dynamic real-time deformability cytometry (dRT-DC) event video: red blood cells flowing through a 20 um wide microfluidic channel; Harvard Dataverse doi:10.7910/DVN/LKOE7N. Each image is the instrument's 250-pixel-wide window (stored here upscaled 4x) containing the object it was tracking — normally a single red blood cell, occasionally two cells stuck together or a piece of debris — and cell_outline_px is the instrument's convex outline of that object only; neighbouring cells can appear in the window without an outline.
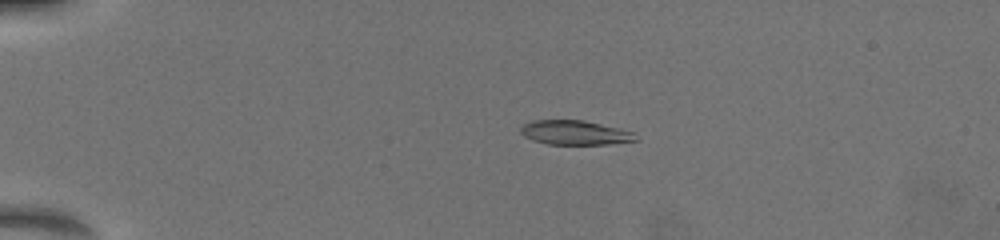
{"species": "common noctule bat (a hibernating species)", "species_latin": "Nyctalus noctula", "temperature_condition": "warm", "stored_images_in_passage": 34, "camera_frame_rate_fps": 3000, "um_per_image_px": 0.085, "animal": {"sex": "female", "body_mass_g": 19.5, "forearm_length_mm": 54.1}, "frame": {"image": 1, "passage_image": 6, "time_ms": 3.667, "image_size_px": [1000, 240], "cell_outline_px": [[640, 140], [608, 144], [548, 144], [532, 140], [524, 136], [520, 132], [520, 128], [524, 124], [532, 120], [584, 120], [620, 128], [632, 132]], "centroid_in_image_um": [48.87, 11.27], "position_along_channel_um": 36.1, "area_um2": 16.36}}
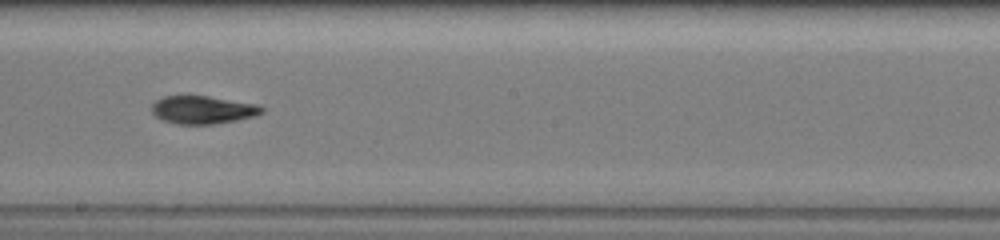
{"frame": {"image": 2, "passage_image": 18, "time_ms": 10.333, "image_size_px": [1000, 240], "cell_outline_px": [[264, 112], [256, 116], [236, 120], [212, 124], [176, 124], [164, 120], [156, 116], [152, 112], [152, 104], [156, 100], [164, 96], [208, 96], [260, 104], [264, 108]], "centroid_in_image_um": [17.28, 9.33], "position_along_channel_um": 230.9, "area_um2": 17.98}}
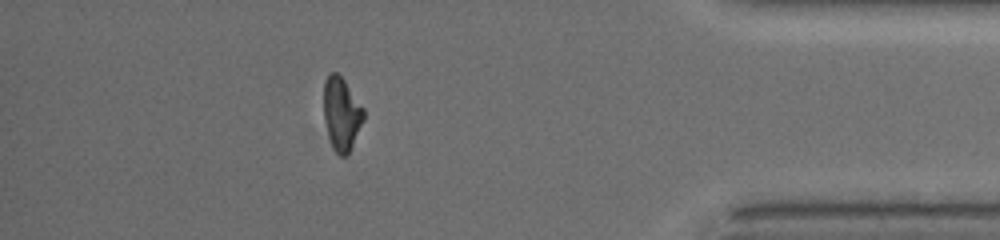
{"frame": {"image": 3, "passage_image": 30, "time_ms": 15.667, "image_size_px": [1000, 240], "cell_outline_px": [[364, 120], [348, 152], [344, 156], [340, 156], [332, 148], [324, 120], [324, 80], [328, 72], [336, 72], [344, 80], [364, 108]], "centroid_in_image_um": [29.01, 9.64], "position_along_channel_um": 406.2, "area_um2": 16.88}, "authors_computed_cell_mechanics": {"area_um2": 17.7157, "velocity_mm_per_s": 3.9194, "shape_relaxation_time_tau1_ms": 4.2907, "shape_relaxation_time_tau2_ms": 3.1244, "deformation_change_tau1": 0.1579, "deformation_change_tau2": 0.0759}}